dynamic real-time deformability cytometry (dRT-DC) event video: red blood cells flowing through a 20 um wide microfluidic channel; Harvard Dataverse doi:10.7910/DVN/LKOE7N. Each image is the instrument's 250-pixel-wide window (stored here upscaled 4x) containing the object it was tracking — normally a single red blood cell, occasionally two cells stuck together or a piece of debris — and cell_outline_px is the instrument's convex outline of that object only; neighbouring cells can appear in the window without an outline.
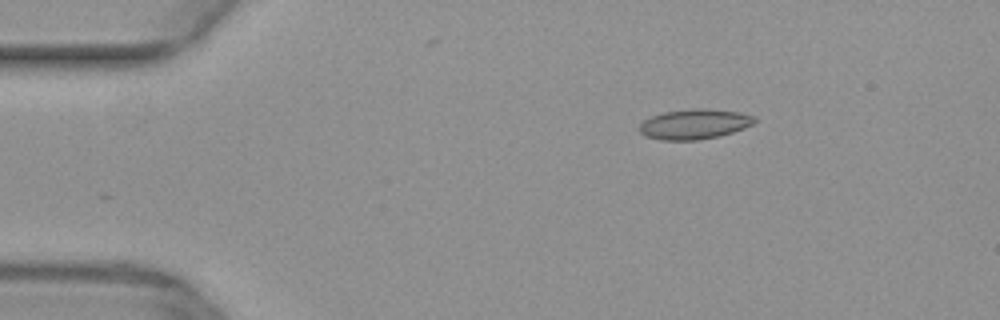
{"species": "common noctule bat (a hibernating species)", "species_latin": "Nyctalus noctula", "temperature_condition": "warm", "stored_images_in_passage": 4, "camera_frame_rate_fps": 3000, "um_per_image_px": 0.085, "animal": {"sex": "female", "body_mass_g": 29.2, "forearm_length_mm": 56.3}, "frame": {"image": 1, "passage_image": 1, "time_ms": 0.0, "image_size_px": [1000, 320], "cell_outline_px": [[756, 120], [752, 124], [744, 128], [732, 132], [700, 140], [660, 140], [644, 136], [640, 132], [640, 124], [644, 120], [652, 116], [664, 112], [740, 112], [756, 116]], "centroid_in_image_um": [58.99, 10.62], "position_along_channel_um": 26.0, "area_um2": 18.9}}